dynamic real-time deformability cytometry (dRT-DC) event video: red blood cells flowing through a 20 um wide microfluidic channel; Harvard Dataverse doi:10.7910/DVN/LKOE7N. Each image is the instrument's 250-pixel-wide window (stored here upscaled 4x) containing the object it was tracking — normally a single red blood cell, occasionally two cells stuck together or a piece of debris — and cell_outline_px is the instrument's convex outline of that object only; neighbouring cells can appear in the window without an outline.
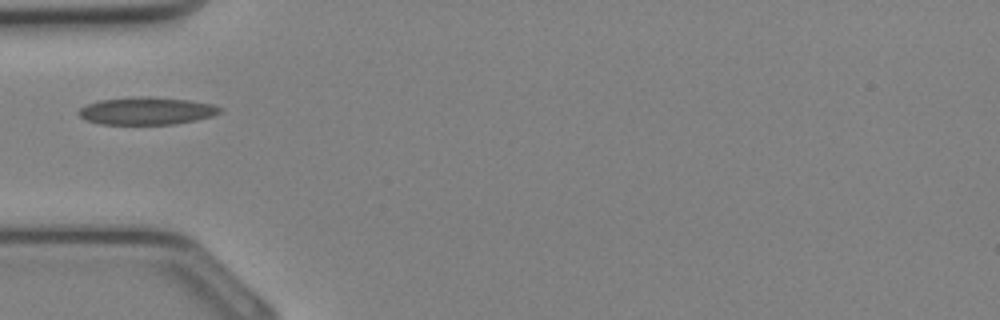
{"species": "Egyptian fruit bat (a non-hibernating species)", "species_latin": "Rousettus aegyptiacus", "temperature_condition": "cold", "stored_images_in_passage": 22, "camera_frame_rate_fps": 3000, "um_per_image_px": 0.085, "animal": {"sex": "female"}, "frame": {"image": 1, "passage_image": 1, "time_ms": 0.0, "image_size_px": [1000, 320], "cell_outline_px": [[224, 108], [220, 112], [212, 116], [196, 120], [176, 124], [100, 124], [84, 120], [76, 112], [80, 108], [88, 104], [100, 100], [136, 96], [148, 96], [188, 100], [212, 104]], "centroid_in_image_um": [12.45, 9.42], "position_along_channel_um": 72.6, "area_um2": 22.77}}
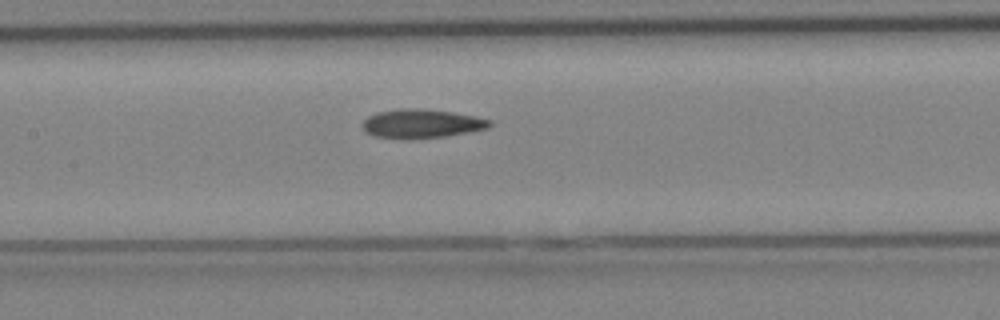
{"frame": {"image": 2, "passage_image": 6, "time_ms": 1.667, "image_size_px": [1000, 320], "cell_outline_px": [[492, 124], [488, 128], [468, 132], [444, 136], [408, 140], [372, 136], [364, 132], [364, 120], [368, 116], [376, 112], [400, 108], [416, 108], [452, 112], [476, 116], [492, 120]], "centroid_in_image_um": [35.81, 10.52], "position_along_channel_um": 171.6, "area_um2": 21.62}}
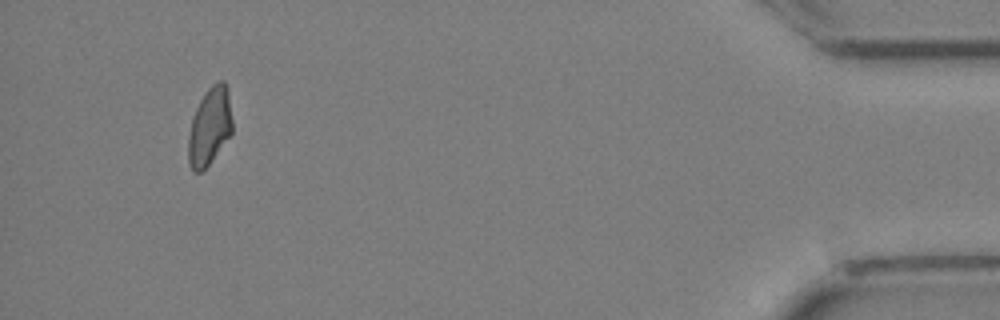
{"frame": {"image": 3, "passage_image": 22, "time_ms": 7.0, "image_size_px": [1000, 320], "cell_outline_px": [[232, 132], [208, 164], [200, 172], [192, 172], [188, 164], [188, 136], [192, 116], [204, 92], [212, 84], [220, 80], [224, 80], [228, 88], [232, 120]], "centroid_in_image_um": [17.8, 10.72], "position_along_channel_um": 417.4, "area_um2": 19.94}}